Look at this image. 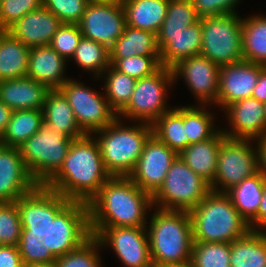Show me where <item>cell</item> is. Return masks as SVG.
Returning <instances> with one entry per match:
<instances>
[{"instance_id": "25", "label": "cell", "mask_w": 266, "mask_h": 267, "mask_svg": "<svg viewBox=\"0 0 266 267\" xmlns=\"http://www.w3.org/2000/svg\"><path fill=\"white\" fill-rule=\"evenodd\" d=\"M222 129L208 140L188 145L178 155L194 173L209 184L215 179L219 149L226 138Z\"/></svg>"}, {"instance_id": "13", "label": "cell", "mask_w": 266, "mask_h": 267, "mask_svg": "<svg viewBox=\"0 0 266 267\" xmlns=\"http://www.w3.org/2000/svg\"><path fill=\"white\" fill-rule=\"evenodd\" d=\"M103 247L113 248L125 267H154L146 227H79Z\"/></svg>"}, {"instance_id": "38", "label": "cell", "mask_w": 266, "mask_h": 267, "mask_svg": "<svg viewBox=\"0 0 266 267\" xmlns=\"http://www.w3.org/2000/svg\"><path fill=\"white\" fill-rule=\"evenodd\" d=\"M189 267H230V243L194 241Z\"/></svg>"}, {"instance_id": "29", "label": "cell", "mask_w": 266, "mask_h": 267, "mask_svg": "<svg viewBox=\"0 0 266 267\" xmlns=\"http://www.w3.org/2000/svg\"><path fill=\"white\" fill-rule=\"evenodd\" d=\"M30 47L0 30V81L27 76Z\"/></svg>"}, {"instance_id": "11", "label": "cell", "mask_w": 266, "mask_h": 267, "mask_svg": "<svg viewBox=\"0 0 266 267\" xmlns=\"http://www.w3.org/2000/svg\"><path fill=\"white\" fill-rule=\"evenodd\" d=\"M171 68L161 66L152 75L138 79L128 104L117 114V118L153 124L167 107V87L174 84ZM167 107V108H166ZM136 120V121H135Z\"/></svg>"}, {"instance_id": "19", "label": "cell", "mask_w": 266, "mask_h": 267, "mask_svg": "<svg viewBox=\"0 0 266 267\" xmlns=\"http://www.w3.org/2000/svg\"><path fill=\"white\" fill-rule=\"evenodd\" d=\"M265 67L245 60L220 66L216 105L224 110L233 102L251 97L259 73Z\"/></svg>"}, {"instance_id": "17", "label": "cell", "mask_w": 266, "mask_h": 267, "mask_svg": "<svg viewBox=\"0 0 266 267\" xmlns=\"http://www.w3.org/2000/svg\"><path fill=\"white\" fill-rule=\"evenodd\" d=\"M78 25L83 37L110 48L123 34L126 25L121 0L106 4H87Z\"/></svg>"}, {"instance_id": "40", "label": "cell", "mask_w": 266, "mask_h": 267, "mask_svg": "<svg viewBox=\"0 0 266 267\" xmlns=\"http://www.w3.org/2000/svg\"><path fill=\"white\" fill-rule=\"evenodd\" d=\"M110 64L118 71L136 80L152 75L161 67L160 56H131L110 59Z\"/></svg>"}, {"instance_id": "34", "label": "cell", "mask_w": 266, "mask_h": 267, "mask_svg": "<svg viewBox=\"0 0 266 267\" xmlns=\"http://www.w3.org/2000/svg\"><path fill=\"white\" fill-rule=\"evenodd\" d=\"M153 135L178 155L188 146L183 124V106L170 109L152 124Z\"/></svg>"}, {"instance_id": "4", "label": "cell", "mask_w": 266, "mask_h": 267, "mask_svg": "<svg viewBox=\"0 0 266 267\" xmlns=\"http://www.w3.org/2000/svg\"><path fill=\"white\" fill-rule=\"evenodd\" d=\"M189 214L193 241L232 243L251 230L226 193L211 191Z\"/></svg>"}, {"instance_id": "3", "label": "cell", "mask_w": 266, "mask_h": 267, "mask_svg": "<svg viewBox=\"0 0 266 267\" xmlns=\"http://www.w3.org/2000/svg\"><path fill=\"white\" fill-rule=\"evenodd\" d=\"M155 209L147 229L153 266L189 267L194 242L189 211Z\"/></svg>"}, {"instance_id": "5", "label": "cell", "mask_w": 266, "mask_h": 267, "mask_svg": "<svg viewBox=\"0 0 266 267\" xmlns=\"http://www.w3.org/2000/svg\"><path fill=\"white\" fill-rule=\"evenodd\" d=\"M136 126H125L116 118L110 125L94 134L103 164L111 177H128L133 171L145 143L153 134L152 125L138 122Z\"/></svg>"}, {"instance_id": "18", "label": "cell", "mask_w": 266, "mask_h": 267, "mask_svg": "<svg viewBox=\"0 0 266 267\" xmlns=\"http://www.w3.org/2000/svg\"><path fill=\"white\" fill-rule=\"evenodd\" d=\"M171 69L174 81L183 78L199 105L217 104L220 66L207 57L196 55L179 61Z\"/></svg>"}, {"instance_id": "9", "label": "cell", "mask_w": 266, "mask_h": 267, "mask_svg": "<svg viewBox=\"0 0 266 267\" xmlns=\"http://www.w3.org/2000/svg\"><path fill=\"white\" fill-rule=\"evenodd\" d=\"M210 192V184L177 156L162 186L152 196V204L162 210L190 211Z\"/></svg>"}, {"instance_id": "12", "label": "cell", "mask_w": 266, "mask_h": 267, "mask_svg": "<svg viewBox=\"0 0 266 267\" xmlns=\"http://www.w3.org/2000/svg\"><path fill=\"white\" fill-rule=\"evenodd\" d=\"M252 144V140L228 137L222 141L215 179L210 184L211 191L226 193L245 178L259 171L258 149L257 146L253 148Z\"/></svg>"}, {"instance_id": "15", "label": "cell", "mask_w": 266, "mask_h": 267, "mask_svg": "<svg viewBox=\"0 0 266 267\" xmlns=\"http://www.w3.org/2000/svg\"><path fill=\"white\" fill-rule=\"evenodd\" d=\"M44 201L42 188L31 176L19 148L0 144V203Z\"/></svg>"}, {"instance_id": "2", "label": "cell", "mask_w": 266, "mask_h": 267, "mask_svg": "<svg viewBox=\"0 0 266 267\" xmlns=\"http://www.w3.org/2000/svg\"><path fill=\"white\" fill-rule=\"evenodd\" d=\"M152 196L129 177H111L72 220L78 227H147Z\"/></svg>"}, {"instance_id": "28", "label": "cell", "mask_w": 266, "mask_h": 267, "mask_svg": "<svg viewBox=\"0 0 266 267\" xmlns=\"http://www.w3.org/2000/svg\"><path fill=\"white\" fill-rule=\"evenodd\" d=\"M110 59L131 56H160L157 35L125 25L123 34L109 48Z\"/></svg>"}, {"instance_id": "43", "label": "cell", "mask_w": 266, "mask_h": 267, "mask_svg": "<svg viewBox=\"0 0 266 267\" xmlns=\"http://www.w3.org/2000/svg\"><path fill=\"white\" fill-rule=\"evenodd\" d=\"M86 0H43V6L56 15L62 24H79Z\"/></svg>"}, {"instance_id": "36", "label": "cell", "mask_w": 266, "mask_h": 267, "mask_svg": "<svg viewBox=\"0 0 266 267\" xmlns=\"http://www.w3.org/2000/svg\"><path fill=\"white\" fill-rule=\"evenodd\" d=\"M71 59L83 70L93 72L97 79L111 65L109 48L83 36Z\"/></svg>"}, {"instance_id": "22", "label": "cell", "mask_w": 266, "mask_h": 267, "mask_svg": "<svg viewBox=\"0 0 266 267\" xmlns=\"http://www.w3.org/2000/svg\"><path fill=\"white\" fill-rule=\"evenodd\" d=\"M161 66L172 68L179 61L200 55L202 47L201 20L177 34H157Z\"/></svg>"}, {"instance_id": "1", "label": "cell", "mask_w": 266, "mask_h": 267, "mask_svg": "<svg viewBox=\"0 0 266 267\" xmlns=\"http://www.w3.org/2000/svg\"><path fill=\"white\" fill-rule=\"evenodd\" d=\"M110 178L95 137L73 140L62 167L42 187L48 214L53 220H73Z\"/></svg>"}, {"instance_id": "45", "label": "cell", "mask_w": 266, "mask_h": 267, "mask_svg": "<svg viewBox=\"0 0 266 267\" xmlns=\"http://www.w3.org/2000/svg\"><path fill=\"white\" fill-rule=\"evenodd\" d=\"M37 246H0V267H25L28 256Z\"/></svg>"}, {"instance_id": "49", "label": "cell", "mask_w": 266, "mask_h": 267, "mask_svg": "<svg viewBox=\"0 0 266 267\" xmlns=\"http://www.w3.org/2000/svg\"><path fill=\"white\" fill-rule=\"evenodd\" d=\"M257 141L259 172L266 180V137Z\"/></svg>"}, {"instance_id": "48", "label": "cell", "mask_w": 266, "mask_h": 267, "mask_svg": "<svg viewBox=\"0 0 266 267\" xmlns=\"http://www.w3.org/2000/svg\"><path fill=\"white\" fill-rule=\"evenodd\" d=\"M251 97L261 103H266V67L259 73L258 82L253 89Z\"/></svg>"}, {"instance_id": "20", "label": "cell", "mask_w": 266, "mask_h": 267, "mask_svg": "<svg viewBox=\"0 0 266 267\" xmlns=\"http://www.w3.org/2000/svg\"><path fill=\"white\" fill-rule=\"evenodd\" d=\"M224 112L232 127L229 132L228 129L222 130L226 137L252 141L266 137L264 104L257 99L238 100L228 105Z\"/></svg>"}, {"instance_id": "51", "label": "cell", "mask_w": 266, "mask_h": 267, "mask_svg": "<svg viewBox=\"0 0 266 267\" xmlns=\"http://www.w3.org/2000/svg\"><path fill=\"white\" fill-rule=\"evenodd\" d=\"M120 0H86L87 4H106L113 3Z\"/></svg>"}, {"instance_id": "30", "label": "cell", "mask_w": 266, "mask_h": 267, "mask_svg": "<svg viewBox=\"0 0 266 267\" xmlns=\"http://www.w3.org/2000/svg\"><path fill=\"white\" fill-rule=\"evenodd\" d=\"M230 267H266V232L250 230L230 243Z\"/></svg>"}, {"instance_id": "35", "label": "cell", "mask_w": 266, "mask_h": 267, "mask_svg": "<svg viewBox=\"0 0 266 267\" xmlns=\"http://www.w3.org/2000/svg\"><path fill=\"white\" fill-rule=\"evenodd\" d=\"M101 76L105 79L103 94L110 107L118 114L130 101L137 80L116 70L112 65Z\"/></svg>"}, {"instance_id": "14", "label": "cell", "mask_w": 266, "mask_h": 267, "mask_svg": "<svg viewBox=\"0 0 266 267\" xmlns=\"http://www.w3.org/2000/svg\"><path fill=\"white\" fill-rule=\"evenodd\" d=\"M59 90L67 98L80 128L87 135L107 127L117 118L105 96L81 82L70 78Z\"/></svg>"}, {"instance_id": "37", "label": "cell", "mask_w": 266, "mask_h": 267, "mask_svg": "<svg viewBox=\"0 0 266 267\" xmlns=\"http://www.w3.org/2000/svg\"><path fill=\"white\" fill-rule=\"evenodd\" d=\"M204 107L183 106V124L188 145L208 140L219 131L214 125L213 113L206 112Z\"/></svg>"}, {"instance_id": "47", "label": "cell", "mask_w": 266, "mask_h": 267, "mask_svg": "<svg viewBox=\"0 0 266 267\" xmlns=\"http://www.w3.org/2000/svg\"><path fill=\"white\" fill-rule=\"evenodd\" d=\"M251 230L266 232V182L258 214L249 222Z\"/></svg>"}, {"instance_id": "21", "label": "cell", "mask_w": 266, "mask_h": 267, "mask_svg": "<svg viewBox=\"0 0 266 267\" xmlns=\"http://www.w3.org/2000/svg\"><path fill=\"white\" fill-rule=\"evenodd\" d=\"M61 24L56 15L42 6L24 15L6 31L31 48L49 45Z\"/></svg>"}, {"instance_id": "16", "label": "cell", "mask_w": 266, "mask_h": 267, "mask_svg": "<svg viewBox=\"0 0 266 267\" xmlns=\"http://www.w3.org/2000/svg\"><path fill=\"white\" fill-rule=\"evenodd\" d=\"M177 156L174 150L152 134L128 177L140 189L153 196L162 186L171 163Z\"/></svg>"}, {"instance_id": "52", "label": "cell", "mask_w": 266, "mask_h": 267, "mask_svg": "<svg viewBox=\"0 0 266 267\" xmlns=\"http://www.w3.org/2000/svg\"><path fill=\"white\" fill-rule=\"evenodd\" d=\"M264 112H265V118H266V103H264Z\"/></svg>"}, {"instance_id": "33", "label": "cell", "mask_w": 266, "mask_h": 267, "mask_svg": "<svg viewBox=\"0 0 266 267\" xmlns=\"http://www.w3.org/2000/svg\"><path fill=\"white\" fill-rule=\"evenodd\" d=\"M43 124L42 110L13 111L7 128L0 138V144L19 148L26 140L38 132Z\"/></svg>"}, {"instance_id": "39", "label": "cell", "mask_w": 266, "mask_h": 267, "mask_svg": "<svg viewBox=\"0 0 266 267\" xmlns=\"http://www.w3.org/2000/svg\"><path fill=\"white\" fill-rule=\"evenodd\" d=\"M199 19L191 0H169L166 17L158 34L180 33Z\"/></svg>"}, {"instance_id": "7", "label": "cell", "mask_w": 266, "mask_h": 267, "mask_svg": "<svg viewBox=\"0 0 266 267\" xmlns=\"http://www.w3.org/2000/svg\"><path fill=\"white\" fill-rule=\"evenodd\" d=\"M54 220L44 201L0 203V246H38L45 229Z\"/></svg>"}, {"instance_id": "44", "label": "cell", "mask_w": 266, "mask_h": 267, "mask_svg": "<svg viewBox=\"0 0 266 267\" xmlns=\"http://www.w3.org/2000/svg\"><path fill=\"white\" fill-rule=\"evenodd\" d=\"M199 18L237 13L234 9L240 0H191Z\"/></svg>"}, {"instance_id": "6", "label": "cell", "mask_w": 266, "mask_h": 267, "mask_svg": "<svg viewBox=\"0 0 266 267\" xmlns=\"http://www.w3.org/2000/svg\"><path fill=\"white\" fill-rule=\"evenodd\" d=\"M40 244L54 257L58 267H102L100 242L72 220H54L43 232Z\"/></svg>"}, {"instance_id": "32", "label": "cell", "mask_w": 266, "mask_h": 267, "mask_svg": "<svg viewBox=\"0 0 266 267\" xmlns=\"http://www.w3.org/2000/svg\"><path fill=\"white\" fill-rule=\"evenodd\" d=\"M243 59L266 66V16L242 18Z\"/></svg>"}, {"instance_id": "24", "label": "cell", "mask_w": 266, "mask_h": 267, "mask_svg": "<svg viewBox=\"0 0 266 267\" xmlns=\"http://www.w3.org/2000/svg\"><path fill=\"white\" fill-rule=\"evenodd\" d=\"M49 91L47 86L27 76L0 81V101L13 111L42 110Z\"/></svg>"}, {"instance_id": "26", "label": "cell", "mask_w": 266, "mask_h": 267, "mask_svg": "<svg viewBox=\"0 0 266 267\" xmlns=\"http://www.w3.org/2000/svg\"><path fill=\"white\" fill-rule=\"evenodd\" d=\"M43 122L56 132L71 139L87 135L79 126L75 114L64 94L59 89L50 90L42 108Z\"/></svg>"}, {"instance_id": "31", "label": "cell", "mask_w": 266, "mask_h": 267, "mask_svg": "<svg viewBox=\"0 0 266 267\" xmlns=\"http://www.w3.org/2000/svg\"><path fill=\"white\" fill-rule=\"evenodd\" d=\"M265 182L258 171L226 192L233 206L248 223L258 214Z\"/></svg>"}, {"instance_id": "23", "label": "cell", "mask_w": 266, "mask_h": 267, "mask_svg": "<svg viewBox=\"0 0 266 267\" xmlns=\"http://www.w3.org/2000/svg\"><path fill=\"white\" fill-rule=\"evenodd\" d=\"M66 61L50 45L31 47L27 77L44 84L50 90L59 89L69 80L63 76Z\"/></svg>"}, {"instance_id": "8", "label": "cell", "mask_w": 266, "mask_h": 267, "mask_svg": "<svg viewBox=\"0 0 266 267\" xmlns=\"http://www.w3.org/2000/svg\"><path fill=\"white\" fill-rule=\"evenodd\" d=\"M73 140L43 124L38 132L19 146L26 167L41 188L62 167Z\"/></svg>"}, {"instance_id": "10", "label": "cell", "mask_w": 266, "mask_h": 267, "mask_svg": "<svg viewBox=\"0 0 266 267\" xmlns=\"http://www.w3.org/2000/svg\"><path fill=\"white\" fill-rule=\"evenodd\" d=\"M237 13L202 17V47L200 55L218 66L243 59L242 18Z\"/></svg>"}, {"instance_id": "41", "label": "cell", "mask_w": 266, "mask_h": 267, "mask_svg": "<svg viewBox=\"0 0 266 267\" xmlns=\"http://www.w3.org/2000/svg\"><path fill=\"white\" fill-rule=\"evenodd\" d=\"M43 6V0H0V30H7L27 13Z\"/></svg>"}, {"instance_id": "50", "label": "cell", "mask_w": 266, "mask_h": 267, "mask_svg": "<svg viewBox=\"0 0 266 267\" xmlns=\"http://www.w3.org/2000/svg\"><path fill=\"white\" fill-rule=\"evenodd\" d=\"M13 110L0 101V138L4 134L11 119Z\"/></svg>"}, {"instance_id": "46", "label": "cell", "mask_w": 266, "mask_h": 267, "mask_svg": "<svg viewBox=\"0 0 266 267\" xmlns=\"http://www.w3.org/2000/svg\"><path fill=\"white\" fill-rule=\"evenodd\" d=\"M25 267H58L54 257L39 244L28 256Z\"/></svg>"}, {"instance_id": "42", "label": "cell", "mask_w": 266, "mask_h": 267, "mask_svg": "<svg viewBox=\"0 0 266 267\" xmlns=\"http://www.w3.org/2000/svg\"><path fill=\"white\" fill-rule=\"evenodd\" d=\"M82 36L78 24H61L49 45L68 61L74 55Z\"/></svg>"}, {"instance_id": "27", "label": "cell", "mask_w": 266, "mask_h": 267, "mask_svg": "<svg viewBox=\"0 0 266 267\" xmlns=\"http://www.w3.org/2000/svg\"><path fill=\"white\" fill-rule=\"evenodd\" d=\"M126 25L158 34L169 0H121Z\"/></svg>"}]
</instances>
